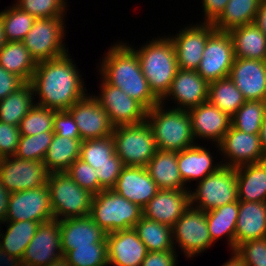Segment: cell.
<instances>
[{
	"mask_svg": "<svg viewBox=\"0 0 266 266\" xmlns=\"http://www.w3.org/2000/svg\"><path fill=\"white\" fill-rule=\"evenodd\" d=\"M69 53L37 62L30 80L35 104L52 110H68L87 94L84 79ZM86 92V93H85Z\"/></svg>",
	"mask_w": 266,
	"mask_h": 266,
	"instance_id": "obj_1",
	"label": "cell"
},
{
	"mask_svg": "<svg viewBox=\"0 0 266 266\" xmlns=\"http://www.w3.org/2000/svg\"><path fill=\"white\" fill-rule=\"evenodd\" d=\"M105 53L98 66L100 76L136 99L147 110L160 103L149 87L131 44L116 42Z\"/></svg>",
	"mask_w": 266,
	"mask_h": 266,
	"instance_id": "obj_2",
	"label": "cell"
},
{
	"mask_svg": "<svg viewBox=\"0 0 266 266\" xmlns=\"http://www.w3.org/2000/svg\"><path fill=\"white\" fill-rule=\"evenodd\" d=\"M133 50L151 91L161 101L170 90L172 80L179 70L171 39L168 36L155 37Z\"/></svg>",
	"mask_w": 266,
	"mask_h": 266,
	"instance_id": "obj_3",
	"label": "cell"
},
{
	"mask_svg": "<svg viewBox=\"0 0 266 266\" xmlns=\"http://www.w3.org/2000/svg\"><path fill=\"white\" fill-rule=\"evenodd\" d=\"M165 106L160 102L147 110L146 115L157 149L179 152L196 145L189 112Z\"/></svg>",
	"mask_w": 266,
	"mask_h": 266,
	"instance_id": "obj_4",
	"label": "cell"
},
{
	"mask_svg": "<svg viewBox=\"0 0 266 266\" xmlns=\"http://www.w3.org/2000/svg\"><path fill=\"white\" fill-rule=\"evenodd\" d=\"M89 216L108 234L134 228L143 212L114 190L105 189L93 196Z\"/></svg>",
	"mask_w": 266,
	"mask_h": 266,
	"instance_id": "obj_5",
	"label": "cell"
},
{
	"mask_svg": "<svg viewBox=\"0 0 266 266\" xmlns=\"http://www.w3.org/2000/svg\"><path fill=\"white\" fill-rule=\"evenodd\" d=\"M47 187L54 219L60 221L90 214L94 195L81 188L67 172L49 173Z\"/></svg>",
	"mask_w": 266,
	"mask_h": 266,
	"instance_id": "obj_6",
	"label": "cell"
},
{
	"mask_svg": "<svg viewBox=\"0 0 266 266\" xmlns=\"http://www.w3.org/2000/svg\"><path fill=\"white\" fill-rule=\"evenodd\" d=\"M111 136L115 144V153L124 166L145 167L158 150L152 129L146 121L116 126Z\"/></svg>",
	"mask_w": 266,
	"mask_h": 266,
	"instance_id": "obj_7",
	"label": "cell"
},
{
	"mask_svg": "<svg viewBox=\"0 0 266 266\" xmlns=\"http://www.w3.org/2000/svg\"><path fill=\"white\" fill-rule=\"evenodd\" d=\"M65 26V17L36 19L22 43L36 62L61 57L68 53Z\"/></svg>",
	"mask_w": 266,
	"mask_h": 266,
	"instance_id": "obj_8",
	"label": "cell"
},
{
	"mask_svg": "<svg viewBox=\"0 0 266 266\" xmlns=\"http://www.w3.org/2000/svg\"><path fill=\"white\" fill-rule=\"evenodd\" d=\"M238 201L235 168L222 166L217 172L199 181L190 191V205L209 211Z\"/></svg>",
	"mask_w": 266,
	"mask_h": 266,
	"instance_id": "obj_9",
	"label": "cell"
},
{
	"mask_svg": "<svg viewBox=\"0 0 266 266\" xmlns=\"http://www.w3.org/2000/svg\"><path fill=\"white\" fill-rule=\"evenodd\" d=\"M172 234L174 249H177L175 244H178L187 259H193L213 245L206 212L191 205L172 227Z\"/></svg>",
	"mask_w": 266,
	"mask_h": 266,
	"instance_id": "obj_10",
	"label": "cell"
},
{
	"mask_svg": "<svg viewBox=\"0 0 266 266\" xmlns=\"http://www.w3.org/2000/svg\"><path fill=\"white\" fill-rule=\"evenodd\" d=\"M102 78V79H101ZM100 94L94 97L105 109L111 124L116 126L140 124L146 121L147 109L120 88L100 77Z\"/></svg>",
	"mask_w": 266,
	"mask_h": 266,
	"instance_id": "obj_11",
	"label": "cell"
},
{
	"mask_svg": "<svg viewBox=\"0 0 266 266\" xmlns=\"http://www.w3.org/2000/svg\"><path fill=\"white\" fill-rule=\"evenodd\" d=\"M48 176L43 161L23 160L15 156L0 160V181L9 193L47 185Z\"/></svg>",
	"mask_w": 266,
	"mask_h": 266,
	"instance_id": "obj_12",
	"label": "cell"
},
{
	"mask_svg": "<svg viewBox=\"0 0 266 266\" xmlns=\"http://www.w3.org/2000/svg\"><path fill=\"white\" fill-rule=\"evenodd\" d=\"M234 59V44L230 33L215 30L208 37L197 72L208 83L227 78Z\"/></svg>",
	"mask_w": 266,
	"mask_h": 266,
	"instance_id": "obj_13",
	"label": "cell"
},
{
	"mask_svg": "<svg viewBox=\"0 0 266 266\" xmlns=\"http://www.w3.org/2000/svg\"><path fill=\"white\" fill-rule=\"evenodd\" d=\"M221 156L223 166L237 168L242 165L258 163L266 160L262 150L259 134H249L235 129L232 125L222 140L215 144ZM227 159V160H226Z\"/></svg>",
	"mask_w": 266,
	"mask_h": 266,
	"instance_id": "obj_14",
	"label": "cell"
},
{
	"mask_svg": "<svg viewBox=\"0 0 266 266\" xmlns=\"http://www.w3.org/2000/svg\"><path fill=\"white\" fill-rule=\"evenodd\" d=\"M52 219L54 218L47 185L10 193L4 221L27 220L43 223Z\"/></svg>",
	"mask_w": 266,
	"mask_h": 266,
	"instance_id": "obj_15",
	"label": "cell"
},
{
	"mask_svg": "<svg viewBox=\"0 0 266 266\" xmlns=\"http://www.w3.org/2000/svg\"><path fill=\"white\" fill-rule=\"evenodd\" d=\"M215 30L212 23L199 21V24H189L176 35L168 36L175 48L179 69L197 71L208 37Z\"/></svg>",
	"mask_w": 266,
	"mask_h": 266,
	"instance_id": "obj_16",
	"label": "cell"
},
{
	"mask_svg": "<svg viewBox=\"0 0 266 266\" xmlns=\"http://www.w3.org/2000/svg\"><path fill=\"white\" fill-rule=\"evenodd\" d=\"M62 257L59 221L52 219L40 223L16 266H47Z\"/></svg>",
	"mask_w": 266,
	"mask_h": 266,
	"instance_id": "obj_17",
	"label": "cell"
},
{
	"mask_svg": "<svg viewBox=\"0 0 266 266\" xmlns=\"http://www.w3.org/2000/svg\"><path fill=\"white\" fill-rule=\"evenodd\" d=\"M68 111L76 122L82 141L103 138L112 135L114 126L105 109L97 99L86 94L73 104Z\"/></svg>",
	"mask_w": 266,
	"mask_h": 266,
	"instance_id": "obj_18",
	"label": "cell"
},
{
	"mask_svg": "<svg viewBox=\"0 0 266 266\" xmlns=\"http://www.w3.org/2000/svg\"><path fill=\"white\" fill-rule=\"evenodd\" d=\"M208 91L209 83L197 71L179 69L170 90L160 102L165 104V100L171 98L177 103L173 108L188 111L208 101Z\"/></svg>",
	"mask_w": 266,
	"mask_h": 266,
	"instance_id": "obj_19",
	"label": "cell"
},
{
	"mask_svg": "<svg viewBox=\"0 0 266 266\" xmlns=\"http://www.w3.org/2000/svg\"><path fill=\"white\" fill-rule=\"evenodd\" d=\"M230 79L246 101H266V61L235 57Z\"/></svg>",
	"mask_w": 266,
	"mask_h": 266,
	"instance_id": "obj_20",
	"label": "cell"
},
{
	"mask_svg": "<svg viewBox=\"0 0 266 266\" xmlns=\"http://www.w3.org/2000/svg\"><path fill=\"white\" fill-rule=\"evenodd\" d=\"M4 223L7 228L5 234L0 229V266H16L40 223L27 220L4 221L2 224Z\"/></svg>",
	"mask_w": 266,
	"mask_h": 266,
	"instance_id": "obj_21",
	"label": "cell"
},
{
	"mask_svg": "<svg viewBox=\"0 0 266 266\" xmlns=\"http://www.w3.org/2000/svg\"><path fill=\"white\" fill-rule=\"evenodd\" d=\"M190 206V190L159 189L142 209L149 220L173 227Z\"/></svg>",
	"mask_w": 266,
	"mask_h": 266,
	"instance_id": "obj_22",
	"label": "cell"
},
{
	"mask_svg": "<svg viewBox=\"0 0 266 266\" xmlns=\"http://www.w3.org/2000/svg\"><path fill=\"white\" fill-rule=\"evenodd\" d=\"M112 190L143 209L159 188L145 167L124 166Z\"/></svg>",
	"mask_w": 266,
	"mask_h": 266,
	"instance_id": "obj_23",
	"label": "cell"
},
{
	"mask_svg": "<svg viewBox=\"0 0 266 266\" xmlns=\"http://www.w3.org/2000/svg\"><path fill=\"white\" fill-rule=\"evenodd\" d=\"M194 139L218 144L231 127V117L209 101L188 110Z\"/></svg>",
	"mask_w": 266,
	"mask_h": 266,
	"instance_id": "obj_24",
	"label": "cell"
},
{
	"mask_svg": "<svg viewBox=\"0 0 266 266\" xmlns=\"http://www.w3.org/2000/svg\"><path fill=\"white\" fill-rule=\"evenodd\" d=\"M106 241L109 266H141L148 252L134 228L108 233Z\"/></svg>",
	"mask_w": 266,
	"mask_h": 266,
	"instance_id": "obj_25",
	"label": "cell"
},
{
	"mask_svg": "<svg viewBox=\"0 0 266 266\" xmlns=\"http://www.w3.org/2000/svg\"><path fill=\"white\" fill-rule=\"evenodd\" d=\"M61 251L64 255L72 246H92L107 243V233L89 215L59 221Z\"/></svg>",
	"mask_w": 266,
	"mask_h": 266,
	"instance_id": "obj_26",
	"label": "cell"
},
{
	"mask_svg": "<svg viewBox=\"0 0 266 266\" xmlns=\"http://www.w3.org/2000/svg\"><path fill=\"white\" fill-rule=\"evenodd\" d=\"M208 148L198 143L192 147L177 152L178 169L186 187L189 182H199L207 175L217 172L223 165L213 164L214 158Z\"/></svg>",
	"mask_w": 266,
	"mask_h": 266,
	"instance_id": "obj_27",
	"label": "cell"
},
{
	"mask_svg": "<svg viewBox=\"0 0 266 266\" xmlns=\"http://www.w3.org/2000/svg\"><path fill=\"white\" fill-rule=\"evenodd\" d=\"M266 238V202L239 201L235 248L249 240Z\"/></svg>",
	"mask_w": 266,
	"mask_h": 266,
	"instance_id": "obj_28",
	"label": "cell"
},
{
	"mask_svg": "<svg viewBox=\"0 0 266 266\" xmlns=\"http://www.w3.org/2000/svg\"><path fill=\"white\" fill-rule=\"evenodd\" d=\"M145 168L159 189L191 190L180 175L176 151L157 150Z\"/></svg>",
	"mask_w": 266,
	"mask_h": 266,
	"instance_id": "obj_29",
	"label": "cell"
},
{
	"mask_svg": "<svg viewBox=\"0 0 266 266\" xmlns=\"http://www.w3.org/2000/svg\"><path fill=\"white\" fill-rule=\"evenodd\" d=\"M239 201L266 202V160L235 168Z\"/></svg>",
	"mask_w": 266,
	"mask_h": 266,
	"instance_id": "obj_30",
	"label": "cell"
},
{
	"mask_svg": "<svg viewBox=\"0 0 266 266\" xmlns=\"http://www.w3.org/2000/svg\"><path fill=\"white\" fill-rule=\"evenodd\" d=\"M238 58L266 60V35L255 23L238 26L229 31Z\"/></svg>",
	"mask_w": 266,
	"mask_h": 266,
	"instance_id": "obj_31",
	"label": "cell"
},
{
	"mask_svg": "<svg viewBox=\"0 0 266 266\" xmlns=\"http://www.w3.org/2000/svg\"><path fill=\"white\" fill-rule=\"evenodd\" d=\"M239 214V200L219 208L206 211V221L212 242L225 237L231 251L235 250L236 222Z\"/></svg>",
	"mask_w": 266,
	"mask_h": 266,
	"instance_id": "obj_32",
	"label": "cell"
},
{
	"mask_svg": "<svg viewBox=\"0 0 266 266\" xmlns=\"http://www.w3.org/2000/svg\"><path fill=\"white\" fill-rule=\"evenodd\" d=\"M81 139H72L54 134L43 160L49 173L66 172L80 157Z\"/></svg>",
	"mask_w": 266,
	"mask_h": 266,
	"instance_id": "obj_33",
	"label": "cell"
},
{
	"mask_svg": "<svg viewBox=\"0 0 266 266\" xmlns=\"http://www.w3.org/2000/svg\"><path fill=\"white\" fill-rule=\"evenodd\" d=\"M37 62L22 42H6L0 49V66L29 83Z\"/></svg>",
	"mask_w": 266,
	"mask_h": 266,
	"instance_id": "obj_34",
	"label": "cell"
},
{
	"mask_svg": "<svg viewBox=\"0 0 266 266\" xmlns=\"http://www.w3.org/2000/svg\"><path fill=\"white\" fill-rule=\"evenodd\" d=\"M261 0H229L222 14L212 23L217 31L254 23Z\"/></svg>",
	"mask_w": 266,
	"mask_h": 266,
	"instance_id": "obj_35",
	"label": "cell"
},
{
	"mask_svg": "<svg viewBox=\"0 0 266 266\" xmlns=\"http://www.w3.org/2000/svg\"><path fill=\"white\" fill-rule=\"evenodd\" d=\"M36 97L30 83H25L16 92L0 101V121L19 126L22 118L35 105Z\"/></svg>",
	"mask_w": 266,
	"mask_h": 266,
	"instance_id": "obj_36",
	"label": "cell"
},
{
	"mask_svg": "<svg viewBox=\"0 0 266 266\" xmlns=\"http://www.w3.org/2000/svg\"><path fill=\"white\" fill-rule=\"evenodd\" d=\"M134 229L137 231L139 239L146 246L147 251L175 250L172 227L142 216Z\"/></svg>",
	"mask_w": 266,
	"mask_h": 266,
	"instance_id": "obj_37",
	"label": "cell"
},
{
	"mask_svg": "<svg viewBox=\"0 0 266 266\" xmlns=\"http://www.w3.org/2000/svg\"><path fill=\"white\" fill-rule=\"evenodd\" d=\"M208 101L232 117L246 101L230 77L209 83Z\"/></svg>",
	"mask_w": 266,
	"mask_h": 266,
	"instance_id": "obj_38",
	"label": "cell"
},
{
	"mask_svg": "<svg viewBox=\"0 0 266 266\" xmlns=\"http://www.w3.org/2000/svg\"><path fill=\"white\" fill-rule=\"evenodd\" d=\"M11 6L0 11L5 39L7 42H22L36 18L20 10L14 3Z\"/></svg>",
	"mask_w": 266,
	"mask_h": 266,
	"instance_id": "obj_39",
	"label": "cell"
},
{
	"mask_svg": "<svg viewBox=\"0 0 266 266\" xmlns=\"http://www.w3.org/2000/svg\"><path fill=\"white\" fill-rule=\"evenodd\" d=\"M266 115V101L248 100L231 117V125L242 132L260 134Z\"/></svg>",
	"mask_w": 266,
	"mask_h": 266,
	"instance_id": "obj_40",
	"label": "cell"
},
{
	"mask_svg": "<svg viewBox=\"0 0 266 266\" xmlns=\"http://www.w3.org/2000/svg\"><path fill=\"white\" fill-rule=\"evenodd\" d=\"M115 144L112 136L85 140L81 143L80 159L88 163L94 169L104 164H113Z\"/></svg>",
	"mask_w": 266,
	"mask_h": 266,
	"instance_id": "obj_41",
	"label": "cell"
},
{
	"mask_svg": "<svg viewBox=\"0 0 266 266\" xmlns=\"http://www.w3.org/2000/svg\"><path fill=\"white\" fill-rule=\"evenodd\" d=\"M63 258L70 266H109L107 243H92V246H72Z\"/></svg>",
	"mask_w": 266,
	"mask_h": 266,
	"instance_id": "obj_42",
	"label": "cell"
},
{
	"mask_svg": "<svg viewBox=\"0 0 266 266\" xmlns=\"http://www.w3.org/2000/svg\"><path fill=\"white\" fill-rule=\"evenodd\" d=\"M56 110L35 104L22 118L19 131L22 136L53 132V120Z\"/></svg>",
	"mask_w": 266,
	"mask_h": 266,
	"instance_id": "obj_43",
	"label": "cell"
},
{
	"mask_svg": "<svg viewBox=\"0 0 266 266\" xmlns=\"http://www.w3.org/2000/svg\"><path fill=\"white\" fill-rule=\"evenodd\" d=\"M53 136V132H42L29 136L21 135L14 156L23 160L43 161Z\"/></svg>",
	"mask_w": 266,
	"mask_h": 266,
	"instance_id": "obj_44",
	"label": "cell"
},
{
	"mask_svg": "<svg viewBox=\"0 0 266 266\" xmlns=\"http://www.w3.org/2000/svg\"><path fill=\"white\" fill-rule=\"evenodd\" d=\"M15 2V6L36 19L65 17L68 8L66 0H16Z\"/></svg>",
	"mask_w": 266,
	"mask_h": 266,
	"instance_id": "obj_45",
	"label": "cell"
},
{
	"mask_svg": "<svg viewBox=\"0 0 266 266\" xmlns=\"http://www.w3.org/2000/svg\"><path fill=\"white\" fill-rule=\"evenodd\" d=\"M66 172L81 188L98 194V175L88 163L78 158Z\"/></svg>",
	"mask_w": 266,
	"mask_h": 266,
	"instance_id": "obj_46",
	"label": "cell"
},
{
	"mask_svg": "<svg viewBox=\"0 0 266 266\" xmlns=\"http://www.w3.org/2000/svg\"><path fill=\"white\" fill-rule=\"evenodd\" d=\"M234 251L247 266H266V238L245 241Z\"/></svg>",
	"mask_w": 266,
	"mask_h": 266,
	"instance_id": "obj_47",
	"label": "cell"
},
{
	"mask_svg": "<svg viewBox=\"0 0 266 266\" xmlns=\"http://www.w3.org/2000/svg\"><path fill=\"white\" fill-rule=\"evenodd\" d=\"M123 167L122 160L114 153L113 164H104L95 169L98 175V193L101 190L112 189L115 186Z\"/></svg>",
	"mask_w": 266,
	"mask_h": 266,
	"instance_id": "obj_48",
	"label": "cell"
},
{
	"mask_svg": "<svg viewBox=\"0 0 266 266\" xmlns=\"http://www.w3.org/2000/svg\"><path fill=\"white\" fill-rule=\"evenodd\" d=\"M19 126L0 121V156H14L20 140Z\"/></svg>",
	"mask_w": 266,
	"mask_h": 266,
	"instance_id": "obj_49",
	"label": "cell"
},
{
	"mask_svg": "<svg viewBox=\"0 0 266 266\" xmlns=\"http://www.w3.org/2000/svg\"><path fill=\"white\" fill-rule=\"evenodd\" d=\"M53 133L62 137L81 139L78 126L68 110L56 111L54 114Z\"/></svg>",
	"mask_w": 266,
	"mask_h": 266,
	"instance_id": "obj_50",
	"label": "cell"
},
{
	"mask_svg": "<svg viewBox=\"0 0 266 266\" xmlns=\"http://www.w3.org/2000/svg\"><path fill=\"white\" fill-rule=\"evenodd\" d=\"M176 250L148 251L141 266H177Z\"/></svg>",
	"mask_w": 266,
	"mask_h": 266,
	"instance_id": "obj_51",
	"label": "cell"
},
{
	"mask_svg": "<svg viewBox=\"0 0 266 266\" xmlns=\"http://www.w3.org/2000/svg\"><path fill=\"white\" fill-rule=\"evenodd\" d=\"M25 82L0 66V101L20 89Z\"/></svg>",
	"mask_w": 266,
	"mask_h": 266,
	"instance_id": "obj_52",
	"label": "cell"
},
{
	"mask_svg": "<svg viewBox=\"0 0 266 266\" xmlns=\"http://www.w3.org/2000/svg\"><path fill=\"white\" fill-rule=\"evenodd\" d=\"M203 21L202 23H213L224 11L229 0H202Z\"/></svg>",
	"mask_w": 266,
	"mask_h": 266,
	"instance_id": "obj_53",
	"label": "cell"
},
{
	"mask_svg": "<svg viewBox=\"0 0 266 266\" xmlns=\"http://www.w3.org/2000/svg\"><path fill=\"white\" fill-rule=\"evenodd\" d=\"M254 23L266 35V0H261Z\"/></svg>",
	"mask_w": 266,
	"mask_h": 266,
	"instance_id": "obj_54",
	"label": "cell"
},
{
	"mask_svg": "<svg viewBox=\"0 0 266 266\" xmlns=\"http://www.w3.org/2000/svg\"><path fill=\"white\" fill-rule=\"evenodd\" d=\"M10 193L5 189L0 181V225L4 222Z\"/></svg>",
	"mask_w": 266,
	"mask_h": 266,
	"instance_id": "obj_55",
	"label": "cell"
},
{
	"mask_svg": "<svg viewBox=\"0 0 266 266\" xmlns=\"http://www.w3.org/2000/svg\"><path fill=\"white\" fill-rule=\"evenodd\" d=\"M230 252L232 254L231 258L222 266H247L244 260L235 251Z\"/></svg>",
	"mask_w": 266,
	"mask_h": 266,
	"instance_id": "obj_56",
	"label": "cell"
},
{
	"mask_svg": "<svg viewBox=\"0 0 266 266\" xmlns=\"http://www.w3.org/2000/svg\"><path fill=\"white\" fill-rule=\"evenodd\" d=\"M259 136H260L262 150L266 155V115H265V118L263 120Z\"/></svg>",
	"mask_w": 266,
	"mask_h": 266,
	"instance_id": "obj_57",
	"label": "cell"
},
{
	"mask_svg": "<svg viewBox=\"0 0 266 266\" xmlns=\"http://www.w3.org/2000/svg\"><path fill=\"white\" fill-rule=\"evenodd\" d=\"M6 42L7 41L4 35L3 24H2L1 17H0V49L5 45Z\"/></svg>",
	"mask_w": 266,
	"mask_h": 266,
	"instance_id": "obj_58",
	"label": "cell"
},
{
	"mask_svg": "<svg viewBox=\"0 0 266 266\" xmlns=\"http://www.w3.org/2000/svg\"><path fill=\"white\" fill-rule=\"evenodd\" d=\"M47 266H70V264L62 257L58 261H54Z\"/></svg>",
	"mask_w": 266,
	"mask_h": 266,
	"instance_id": "obj_59",
	"label": "cell"
}]
</instances>
